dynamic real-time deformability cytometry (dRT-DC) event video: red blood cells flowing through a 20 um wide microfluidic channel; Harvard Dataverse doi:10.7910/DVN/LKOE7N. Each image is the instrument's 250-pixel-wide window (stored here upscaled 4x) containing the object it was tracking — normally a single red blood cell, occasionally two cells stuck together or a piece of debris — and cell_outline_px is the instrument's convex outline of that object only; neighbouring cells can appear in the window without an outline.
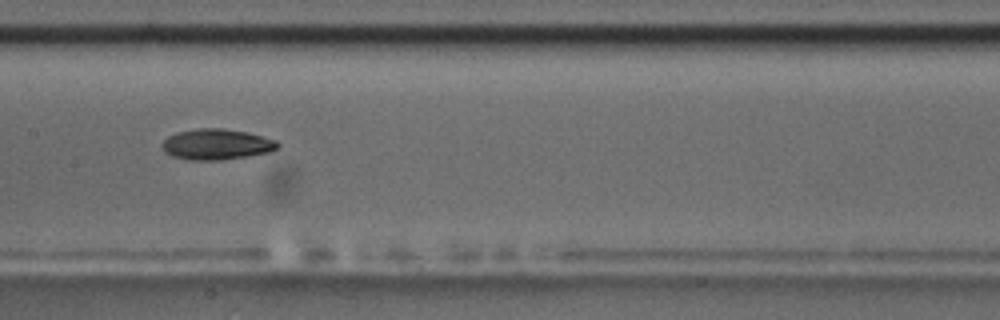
{"species": "common noctule bat (a hibernating species)", "species_latin": "Nyctalus noctula", "temperature_condition": "room temperature", "stored_images_in_passage": 9, "camera_frame_rate_fps": 3000, "um_per_image_px": 0.085, "animal": {"sex": "male", "body_mass_g": 17.5, "forearm_length_mm": 52.3}, "frame": {"image": 1, "passage_image": 8, "time_ms": 9.667, "image_size_px": [1000, 320], "cell_outline_px": [[280, 144], [276, 148], [268, 152], [248, 156], [220, 160], [188, 160], [172, 156], [164, 152], [160, 148], [160, 144], [168, 136], [176, 132], [196, 128], [224, 128], [248, 132], [276, 140]], "centroid_in_image_um": [18.35, 12.26], "position_along_channel_um": 189.0, "area_um2": 20.92}}